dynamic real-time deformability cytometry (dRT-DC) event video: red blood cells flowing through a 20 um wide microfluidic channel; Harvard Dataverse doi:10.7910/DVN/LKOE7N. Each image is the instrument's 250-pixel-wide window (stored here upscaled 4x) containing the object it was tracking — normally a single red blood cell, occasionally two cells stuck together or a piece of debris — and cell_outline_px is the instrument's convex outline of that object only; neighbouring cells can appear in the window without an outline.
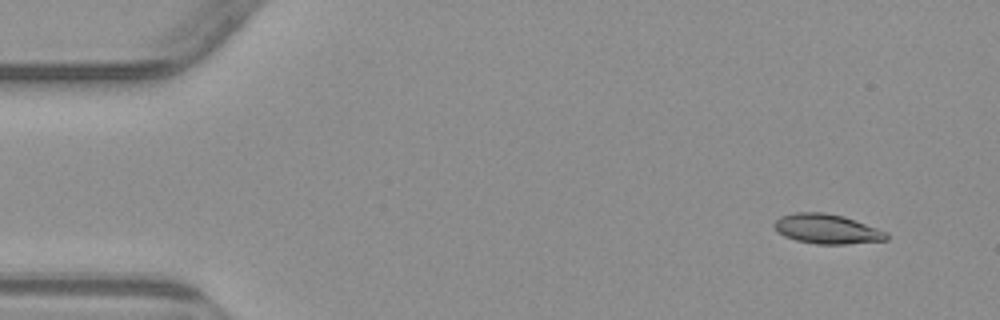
{"species": "common noctule bat (a hibernating species)", "species_latin": "Nyctalus noctula", "temperature_condition": "warm", "stored_images_in_passage": 4, "camera_frame_rate_fps": 3000, "um_per_image_px": 0.085, "animal": {"sex": "male", "body_mass_g": 23.1, "forearm_length_mm": 52.7}, "frame": {"image": 1, "passage_image": 1, "time_ms": 0.0, "image_size_px": [1000, 320], "cell_outline_px": [[888, 240], [844, 244], [816, 244], [796, 240], [784, 236], [772, 224], [780, 216], [796, 212], [824, 212], [844, 216], [888, 232]], "centroid_in_image_um": [70.3, 19.46], "position_along_channel_um": 14.7, "area_um2": 19.36}}
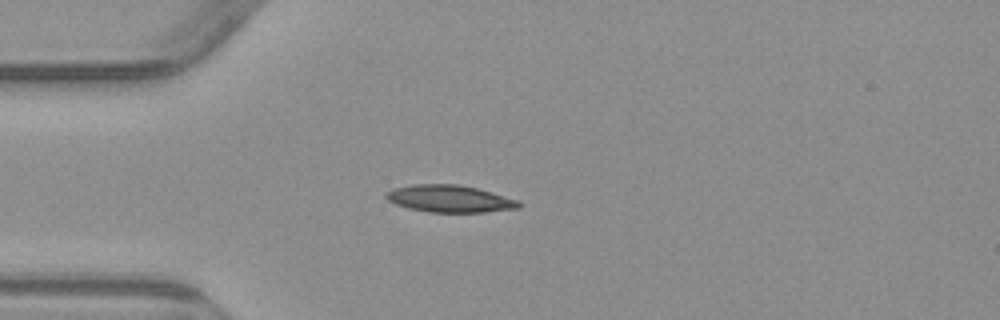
{"frame": {"image": 2, "passage_image": 3, "time_ms": 3.333, "image_size_px": [1000, 320], "cell_outline_px": [[520, 208], [484, 212], [428, 212], [408, 208], [396, 204], [388, 200], [384, 196], [392, 188], [412, 184], [460, 184], [476, 188], [520, 200]], "centroid_in_image_um": [38.22, 16.89], "position_along_channel_um": 46.8, "area_um2": 21.04}}